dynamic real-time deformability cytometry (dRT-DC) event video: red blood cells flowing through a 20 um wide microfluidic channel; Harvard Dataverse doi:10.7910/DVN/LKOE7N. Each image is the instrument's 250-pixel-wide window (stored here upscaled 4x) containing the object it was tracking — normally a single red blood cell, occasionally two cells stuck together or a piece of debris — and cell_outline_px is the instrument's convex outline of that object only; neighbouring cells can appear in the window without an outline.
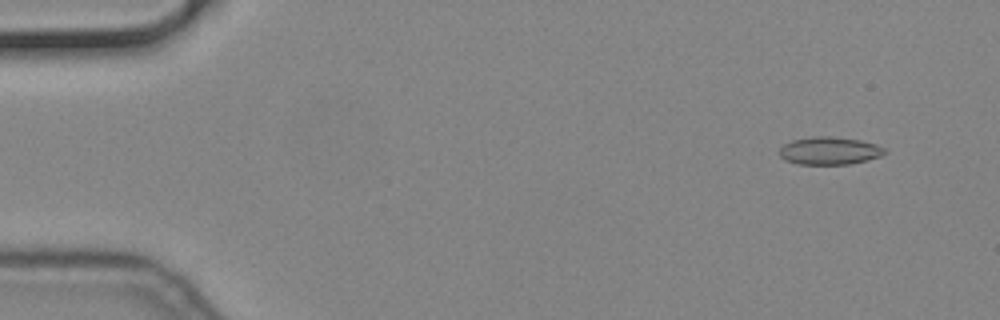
{"species": "common noctule bat (a hibernating species)", "species_latin": "Nyctalus noctula", "temperature_condition": "cold", "stored_images_in_passage": 13, "camera_frame_rate_fps": 3000, "um_per_image_px": 0.085, "animal": {"sex": "male", "body_mass_g": 19.2, "forearm_length_mm": 51.8}, "frame": {"image": 1, "passage_image": 5, "time_ms": 1.333, "image_size_px": [1000, 320], "cell_outline_px": [[888, 152], [880, 156], [868, 160], [848, 164], [800, 164], [784, 160], [780, 156], [780, 148], [784, 144], [792, 140], [816, 136], [828, 136], [860, 140], [876, 144], [884, 148]], "centroid_in_image_um": [70.51, 12.81], "position_along_channel_um": 14.5, "area_um2": 16.94}}